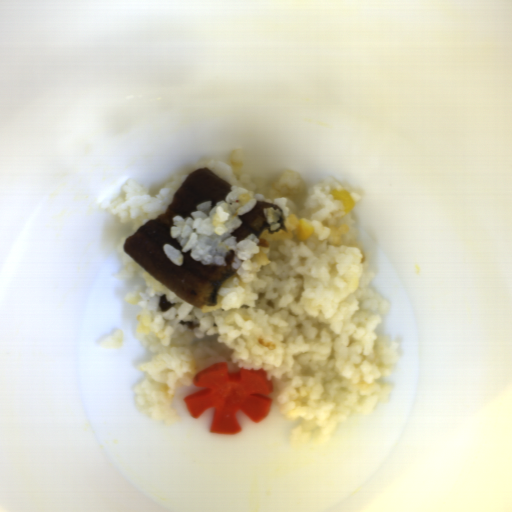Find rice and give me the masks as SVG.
Returning a JSON list of instances; mask_svg holds the SVG:
<instances>
[{
  "label": "rice",
  "instance_id": "obj_1",
  "mask_svg": "<svg viewBox=\"0 0 512 512\" xmlns=\"http://www.w3.org/2000/svg\"><path fill=\"white\" fill-rule=\"evenodd\" d=\"M203 167L232 184L231 193L213 208L202 203L190 217H174L170 233L183 252L204 264L224 265L233 250L237 274L218 289L215 306L200 309L176 297L122 248L142 224L165 213L183 179ZM333 189L347 190L354 205L362 198L332 175L311 187L288 169L278 183L263 182L246 174L243 151L232 149L228 162L205 159L158 192L128 179L119 196L101 203L121 225H130L118 243L122 268L116 279H142L123 298L139 308L135 334L149 352L138 365L144 372L134 388L138 413L166 426L182 421L173 407L177 390L195 385L197 373L218 363L235 373L265 370L281 415L298 422L289 440L293 448L326 447L351 418L390 402L387 381L400 352L380 327L391 303L372 289V255L359 246L352 209L344 211ZM261 200L282 210L263 209L271 229L279 230L283 217L288 231L265 230L260 238L237 242L230 235L241 226L237 216ZM302 219L315 228L304 241L296 236ZM165 294L174 306L163 312L159 297ZM180 320L200 327L189 330Z\"/></svg>",
  "mask_w": 512,
  "mask_h": 512
},
{
  "label": "rice",
  "instance_id": "obj_2",
  "mask_svg": "<svg viewBox=\"0 0 512 512\" xmlns=\"http://www.w3.org/2000/svg\"><path fill=\"white\" fill-rule=\"evenodd\" d=\"M123 342V334L121 330L113 331L107 338L99 340V346L106 348L118 349Z\"/></svg>",
  "mask_w": 512,
  "mask_h": 512
},
{
  "label": "rice",
  "instance_id": "obj_3",
  "mask_svg": "<svg viewBox=\"0 0 512 512\" xmlns=\"http://www.w3.org/2000/svg\"><path fill=\"white\" fill-rule=\"evenodd\" d=\"M163 251L169 261L181 267L183 261V254L180 250L166 243L163 246Z\"/></svg>",
  "mask_w": 512,
  "mask_h": 512
}]
</instances>
